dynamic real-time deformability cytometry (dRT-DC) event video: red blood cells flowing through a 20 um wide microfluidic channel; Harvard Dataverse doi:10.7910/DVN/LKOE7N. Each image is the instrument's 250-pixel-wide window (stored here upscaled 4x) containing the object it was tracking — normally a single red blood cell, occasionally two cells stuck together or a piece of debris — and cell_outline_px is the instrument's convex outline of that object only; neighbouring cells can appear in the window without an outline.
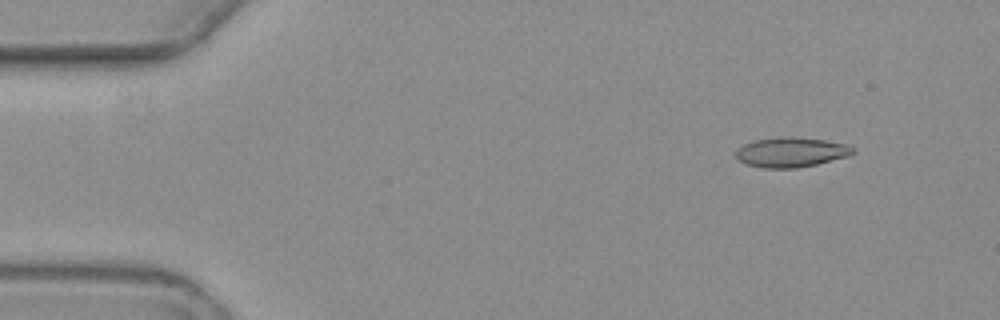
{"species": "common noctule bat (a hibernating species)", "species_latin": "Nyctalus noctula", "temperature_condition": "warm", "stored_images_in_passage": 4, "camera_frame_rate_fps": 3000, "um_per_image_px": 0.085, "animal": {"sex": "female", "body_mass_g": 19.3, "forearm_length_mm": 54.1}, "frame": {"image": 1, "passage_image": 1, "time_ms": 0.0, "image_size_px": [1000, 320], "cell_outline_px": [[856, 152], [848, 156], [816, 164], [796, 168], [764, 168], [744, 164], [736, 156], [736, 152], [744, 144], [756, 140], [784, 136], [792, 136], [824, 140], [844, 144], [856, 148]], "centroid_in_image_um": [67.26, 12.94], "position_along_channel_um": 17.7, "area_um2": 20.23}}
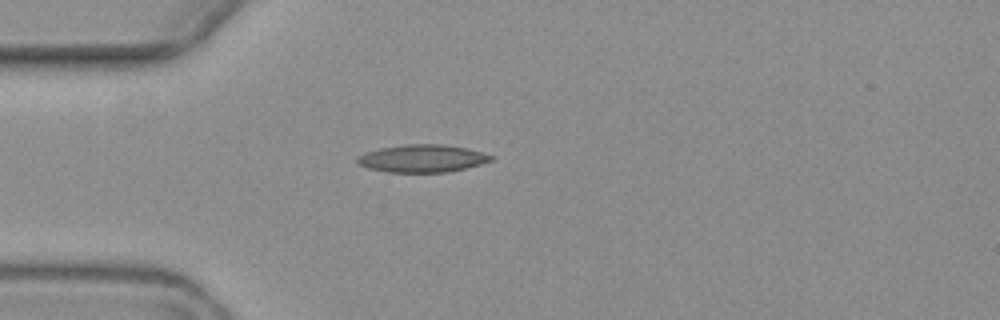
{"frame": {"image": 2, "passage_image": 4, "time_ms": 3.333, "image_size_px": [1000, 320], "cell_outline_px": [[496, 156], [492, 160], [480, 164], [448, 172], [388, 172], [368, 168], [356, 164], [356, 156], [380, 148], [408, 144], [440, 144], [468, 148]], "centroid_in_image_um": [35.89, 13.47], "position_along_channel_um": 49.1, "area_um2": 21.5}}